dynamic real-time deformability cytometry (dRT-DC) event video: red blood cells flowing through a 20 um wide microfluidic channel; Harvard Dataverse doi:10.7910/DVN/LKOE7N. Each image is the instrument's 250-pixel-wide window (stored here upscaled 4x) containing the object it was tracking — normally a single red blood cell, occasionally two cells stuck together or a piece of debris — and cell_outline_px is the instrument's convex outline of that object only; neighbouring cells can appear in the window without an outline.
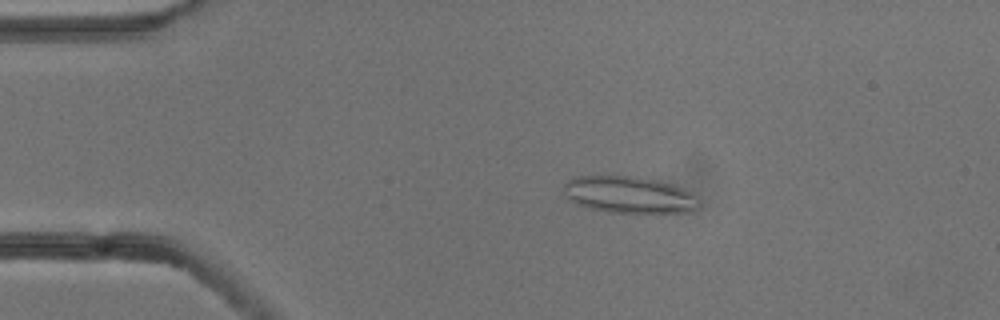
{"species": "common noctule bat (a hibernating species)", "species_latin": "Nyctalus noctula", "temperature_condition": "cold", "stored_images_in_passage": 6, "camera_frame_rate_fps": 3000, "um_per_image_px": 0.085, "animal": {"sex": "male", "body_mass_g": 13.3}, "frame": {"image": 1, "passage_image": 3, "time_ms": 0.667, "image_size_px": [1000, 320], "cell_outline_px": [[700, 204], [692, 212], [608, 212], [588, 208], [576, 204], [564, 196], [564, 184], [572, 176], [632, 176], [656, 180], [680, 188], [688, 192]], "centroid_in_image_um": [53.37, 16.55], "position_along_channel_um": 31.6, "area_um2": 28.61}}
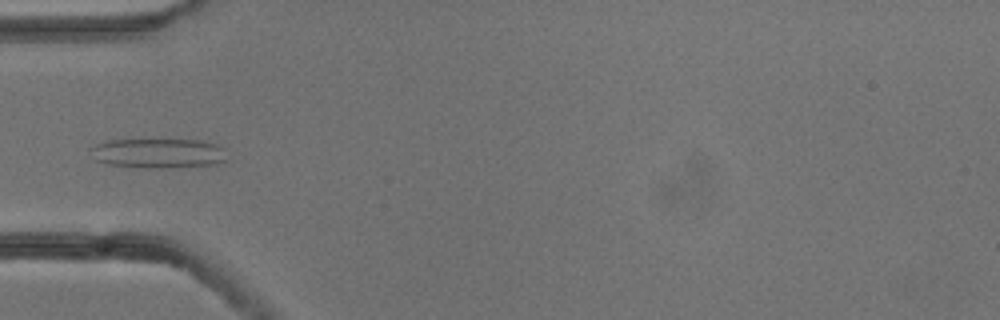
{"frame": {"image": 2, "passage_image": 5, "time_ms": 1.333, "image_size_px": [1000, 320], "cell_outline_px": [[228, 160], [216, 164], [172, 168], [144, 168], [108, 164], [96, 160], [88, 148], [96, 144], [108, 140], [200, 140], [216, 144], [224, 148]], "centroid_in_image_um": [13.48, 13.03], "position_along_channel_um": 71.5, "area_um2": 23.81}}